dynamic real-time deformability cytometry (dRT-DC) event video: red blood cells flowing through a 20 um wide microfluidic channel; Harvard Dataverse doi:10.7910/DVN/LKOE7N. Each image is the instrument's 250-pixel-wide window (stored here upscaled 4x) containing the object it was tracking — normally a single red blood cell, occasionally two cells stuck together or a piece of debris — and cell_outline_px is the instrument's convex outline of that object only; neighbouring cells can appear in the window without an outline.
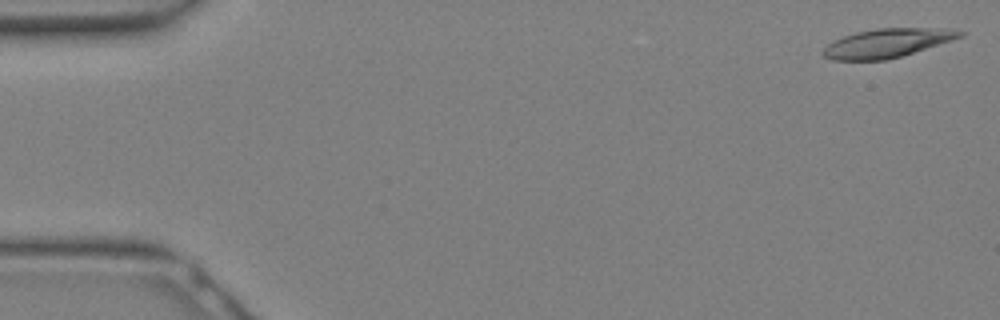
{"species": "Egyptian fruit bat (a non-hibernating species)", "species_latin": "Rousettus aegyptiacus", "temperature_condition": "warm", "stored_images_in_passage": 15, "camera_frame_rate_fps": 3000, "um_per_image_px": 0.085, "animal": {"sex": "female"}, "frame": {"image": 1, "passage_image": 1, "time_ms": 0.0, "image_size_px": [1000, 320], "cell_outline_px": [[964, 36], [952, 40], [900, 56], [884, 60], [832, 60], [824, 56], [820, 52], [832, 40], [856, 32], [876, 28], [944, 28], [964, 32]], "centroid_in_image_um": [75.36, 3.66], "position_along_channel_um": 9.6, "area_um2": 22.83}}
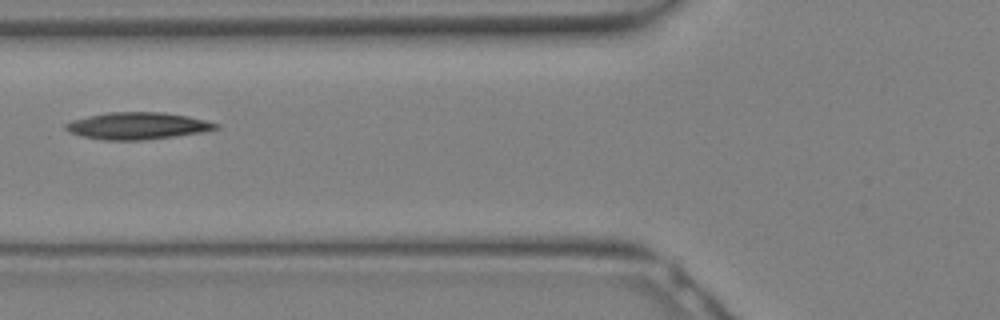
{"frame": {"image": 2, "passage_image": 12, "time_ms": 3.667, "image_size_px": [1000, 320], "cell_outline_px": [[220, 128], [204, 132], [144, 140], [104, 140], [80, 136], [68, 132], [64, 128], [64, 124], [72, 120], [88, 116], [108, 112], [160, 112], [188, 116], [220, 124]], "centroid_in_image_um": [11.67, 10.7], "position_along_channel_um": 114.1, "area_um2": 23.7}}
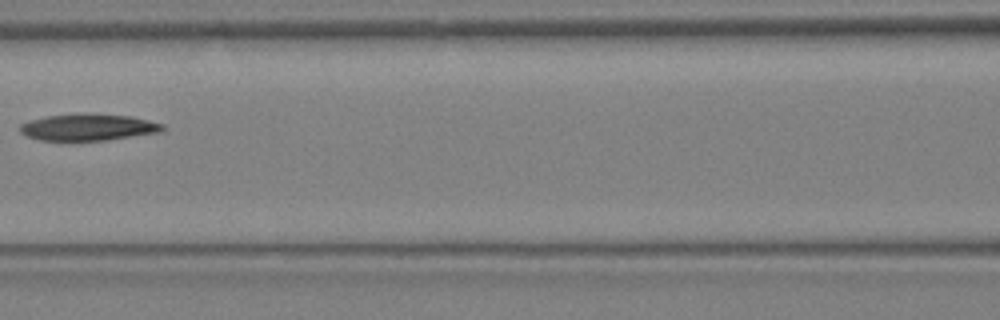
{"frame": {"image": 3, "passage_image": 14, "time_ms": 4.333, "image_size_px": [1000, 320], "cell_outline_px": [[164, 128], [160, 132], [108, 140], [40, 140], [28, 136], [20, 132], [20, 124], [28, 120], [48, 116], [80, 112], [88, 112], [132, 116], [164, 124]], "centroid_in_image_um": [7.5, 10.79], "position_along_channel_um": 159.1, "area_um2": 22.43}}